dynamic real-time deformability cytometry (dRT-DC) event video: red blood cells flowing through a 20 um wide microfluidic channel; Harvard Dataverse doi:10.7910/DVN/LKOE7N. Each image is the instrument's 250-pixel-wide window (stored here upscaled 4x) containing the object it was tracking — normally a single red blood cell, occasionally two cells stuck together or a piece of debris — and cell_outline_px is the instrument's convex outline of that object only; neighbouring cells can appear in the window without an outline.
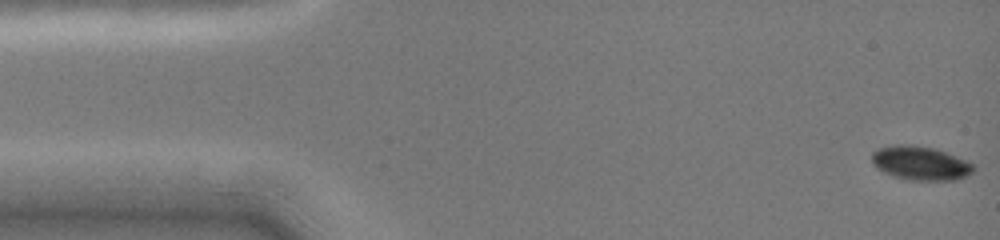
{"species": "common noctule bat (a hibernating species)", "species_latin": "Nyctalus noctula", "temperature_condition": "cold", "stored_images_in_passage": 34, "camera_frame_rate_fps": 3000, "um_per_image_px": 0.085, "animal": {"sex": "female", "body_mass_g": 19.0, "forearm_length_mm": 51.5}, "frame": {"image": 1, "passage_image": 1, "time_ms": 0.0, "image_size_px": [1000, 240], "cell_outline_px": [[976, 168], [968, 176], [956, 180], [908, 180], [884, 172], [876, 168], [872, 164], [872, 152], [880, 148], [896, 144], [912, 144], [936, 148], [968, 160]], "centroid_in_image_um": [78.27, 13.86], "position_along_channel_um": 6.7, "area_um2": 20.35}}
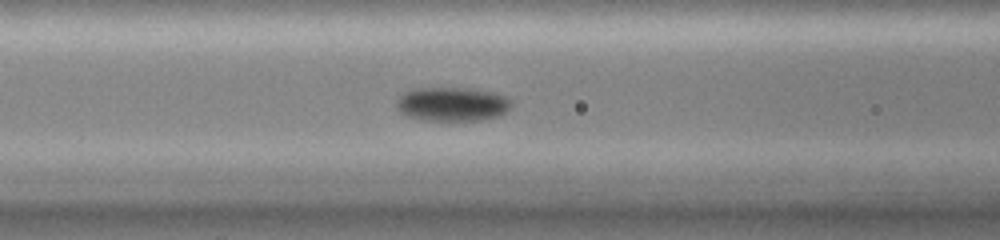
{"frame": {"image": 2, "passage_image": 19, "time_ms": 6.0, "image_size_px": [1000, 240], "cell_outline_px": [[512, 108], [500, 116], [484, 120], [420, 120], [404, 116], [396, 108], [396, 100], [404, 92], [412, 88], [472, 88], [496, 92], [508, 96], [512, 100]], "centroid_in_image_um": [38.47, 8.85], "position_along_channel_um": 128.1, "area_um2": 23.47}}
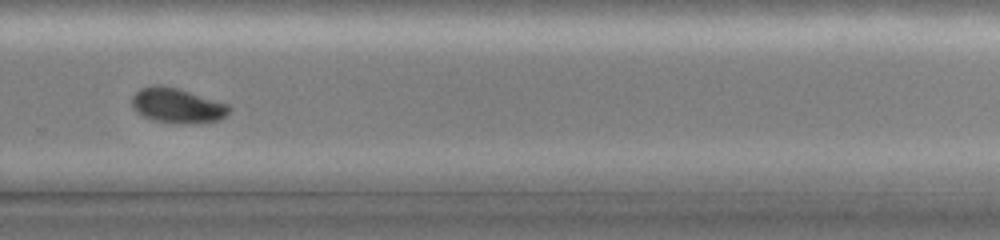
{"frame": {"image": 3, "passage_image": 33, "time_ms": 10.667, "image_size_px": [1000, 240], "cell_outline_px": [[232, 108], [220, 120], [184, 124], [152, 120], [136, 112], [132, 108], [132, 96], [140, 88], [156, 84], [160, 84], [176, 88], [228, 104]], "centroid_in_image_um": [15.03, 8.97], "position_along_channel_um": 314.8, "area_um2": 19.65}}